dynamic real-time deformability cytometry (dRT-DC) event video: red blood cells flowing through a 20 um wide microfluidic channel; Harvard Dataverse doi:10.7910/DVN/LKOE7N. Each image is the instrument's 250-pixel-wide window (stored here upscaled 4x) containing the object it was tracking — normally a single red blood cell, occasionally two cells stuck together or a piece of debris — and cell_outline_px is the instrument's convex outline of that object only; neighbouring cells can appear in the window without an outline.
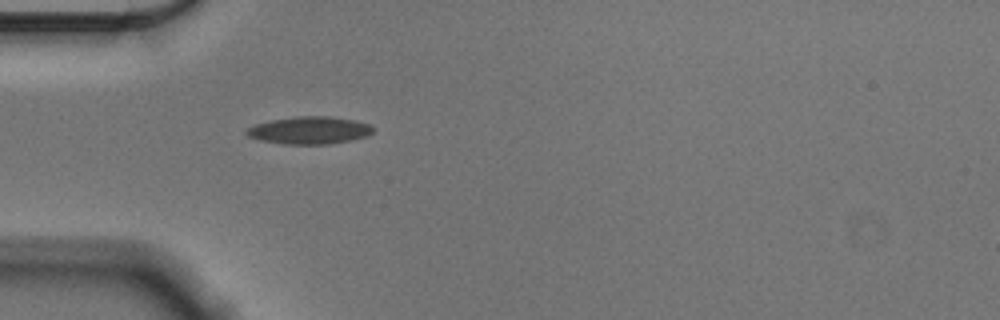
{"species": "Egyptian fruit bat (a non-hibernating species)", "species_latin": "Rousettus aegyptiacus", "temperature_condition": "cold", "stored_images_in_passage": 40, "camera_frame_rate_fps": 3000, "um_per_image_px": 0.085, "animal": {"sex": "male"}, "frame": {"image": 1, "passage_image": 1, "time_ms": 0.0, "image_size_px": [1000, 320], "cell_outline_px": [[372, 132], [368, 136], [352, 140], [328, 144], [284, 144], [260, 140], [248, 136], [244, 132], [248, 128], [256, 124], [272, 120], [296, 116], [328, 116], [356, 120], [368, 124], [372, 128]], "centroid_in_image_um": [26.3, 11.08], "position_along_channel_um": 58.7, "area_um2": 20.17}}
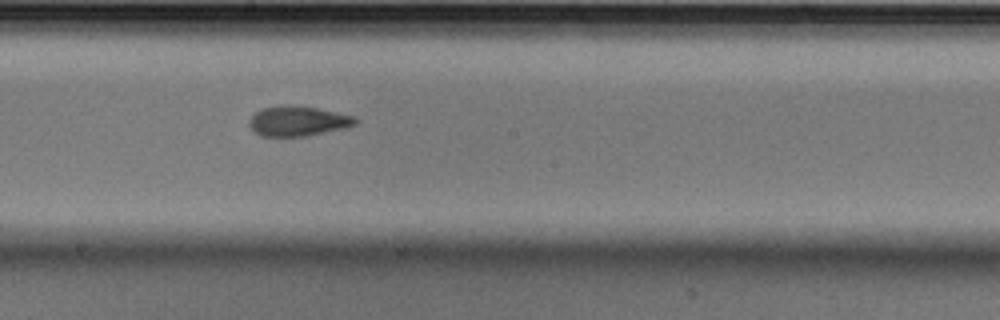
{"frame": {"image": 2, "passage_image": 15, "time_ms": 4.667, "image_size_px": [1000, 320], "cell_outline_px": [[360, 120], [356, 124], [344, 128], [308, 136], [260, 136], [248, 124], [248, 120], [260, 108], [280, 104], [292, 104], [316, 108], [352, 116]], "centroid_in_image_um": [25.29, 10.28], "position_along_channel_um": 222.9, "area_um2": 18.67}}
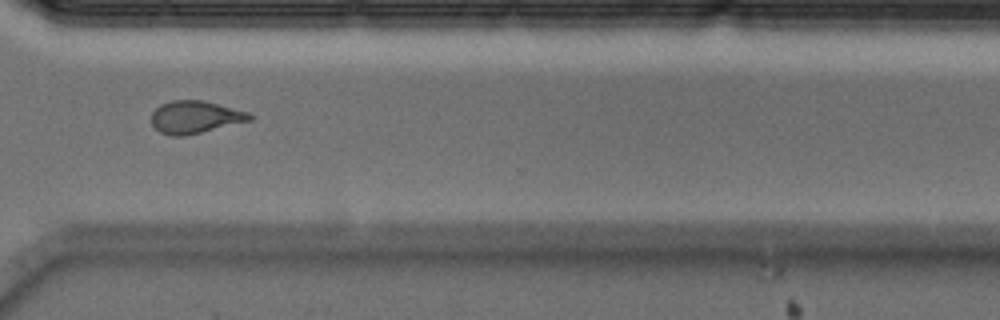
{"frame": {"image": 3, "passage_image": 26, "time_ms": 8.333, "image_size_px": [1000, 320], "cell_outline_px": [[252, 120], [184, 136], [172, 136], [160, 132], [152, 124], [152, 112], [160, 104], [172, 100], [204, 100], [252, 112]], "centroid_in_image_um": [16.62, 9.94], "position_along_channel_um": 354.0, "area_um2": 18.73}, "authors_computed_cell_mechanics": {"area_um2": 18.5827, "velocity_mm_per_s": 3.581, "shape_relaxation_time_tau1_ms": 6.7834, "shape_relaxation_time_tau2_ms": 1.8654, "deformation_change_tau1": 0.1976, "deformation_change_tau2": 0.0936}}